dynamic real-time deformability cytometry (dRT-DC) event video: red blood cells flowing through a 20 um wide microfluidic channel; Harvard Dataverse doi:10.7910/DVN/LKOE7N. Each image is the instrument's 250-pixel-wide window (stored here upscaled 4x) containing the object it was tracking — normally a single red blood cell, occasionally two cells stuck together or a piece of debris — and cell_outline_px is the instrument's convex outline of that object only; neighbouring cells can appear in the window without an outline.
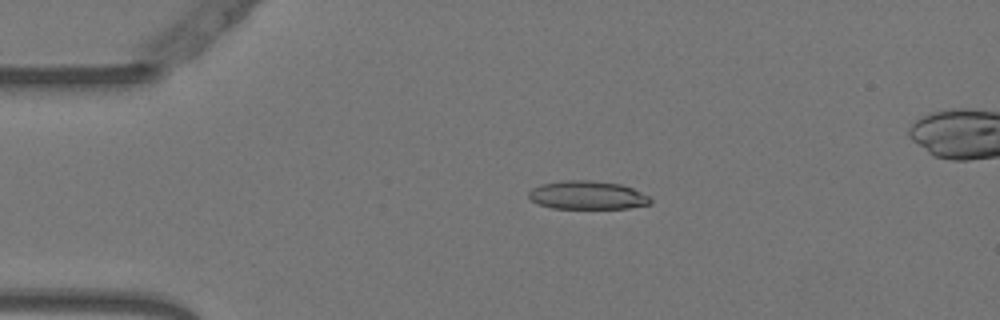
{"species": "Egyptian fruit bat (a non-hibernating species)", "species_latin": "Rousettus aegyptiacus", "temperature_condition": "warm", "stored_images_in_passage": 23, "camera_frame_rate_fps": 3000, "um_per_image_px": 0.085, "animal": {"sex": "female"}, "frame": {"image": 1, "passage_image": 8, "time_ms": 2.333, "image_size_px": [1000, 320], "cell_outline_px": [[652, 204], [628, 208], [552, 208], [540, 204], [532, 200], [528, 196], [528, 192], [532, 188], [540, 184], [564, 180], [592, 180], [620, 184], [632, 188], [648, 196], [652, 200]], "centroid_in_image_um": [49.93, 16.58], "position_along_channel_um": 35.1, "area_um2": 20.11}}
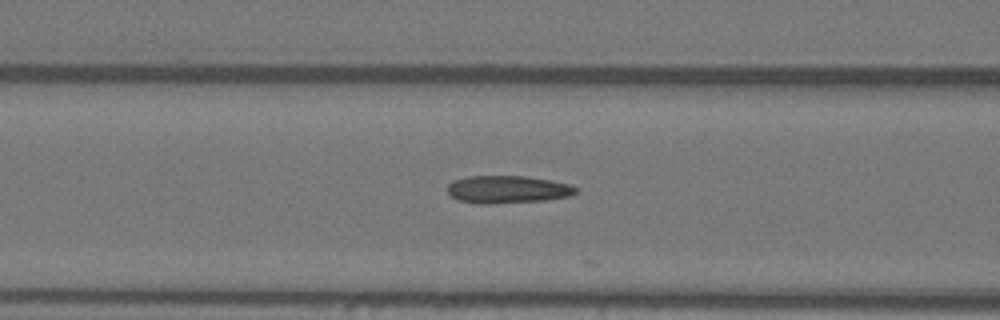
{"frame": {"image": 2, "passage_image": 18, "time_ms": 5.667, "image_size_px": [1000, 320], "cell_outline_px": [[576, 192], [568, 196], [544, 200], [492, 204], [480, 204], [460, 200], [452, 196], [448, 192], [448, 184], [452, 180], [468, 176], [524, 176], [548, 180], [568, 184], [576, 188]], "centroid_in_image_um": [43.09, 16.1], "position_along_channel_um": 123.5, "area_um2": 20.4}}
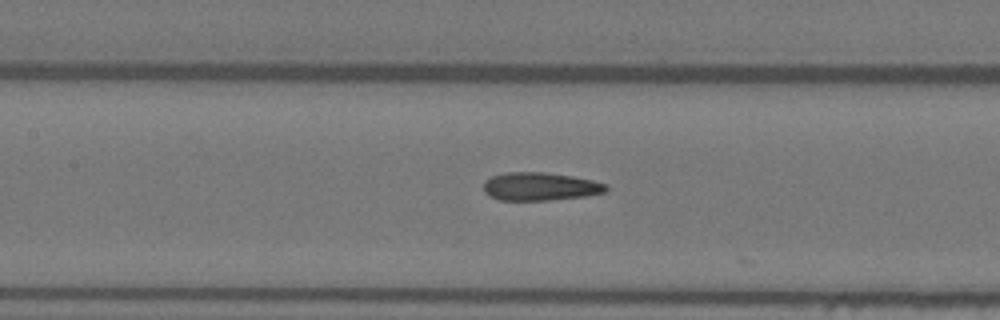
{"frame": {"image": 3, "passage_image": 21, "time_ms": 6.667, "image_size_px": [1000, 320], "cell_outline_px": [[608, 188], [604, 192], [584, 196], [548, 200], [500, 200], [484, 192], [484, 180], [492, 176], [504, 172], [544, 172], [572, 176], [592, 180], [608, 184]], "centroid_in_image_um": [45.9, 15.84], "position_along_channel_um": 161.5, "area_um2": 20.0}}